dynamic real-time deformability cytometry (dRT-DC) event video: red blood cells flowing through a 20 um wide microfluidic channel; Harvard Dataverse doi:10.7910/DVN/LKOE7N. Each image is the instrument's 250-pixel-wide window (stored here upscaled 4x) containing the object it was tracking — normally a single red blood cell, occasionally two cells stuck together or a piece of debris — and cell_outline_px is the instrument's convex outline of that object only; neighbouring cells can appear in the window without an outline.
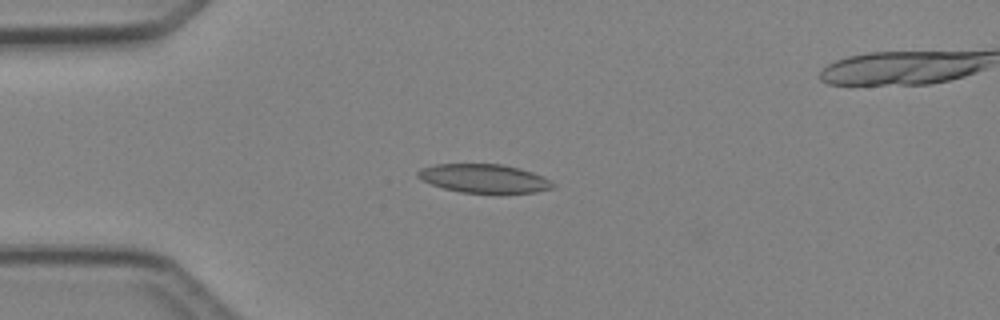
{"species": "Egyptian fruit bat (a non-hibernating species)", "species_latin": "Rousettus aegyptiacus", "temperature_condition": "cold", "stored_images_in_passage": 4, "camera_frame_rate_fps": 3000, "um_per_image_px": 0.085, "animal": {"sex": "female"}, "frame": {"image": 1, "passage_image": 3, "time_ms": 2.333, "image_size_px": [1000, 320], "cell_outline_px": [[556, 184], [552, 188], [536, 192], [460, 192], [444, 188], [420, 180], [416, 176], [416, 172], [420, 168], [436, 164], [500, 164], [520, 168], [544, 176]], "centroid_in_image_um": [41.12, 15.15], "position_along_channel_um": 43.9, "area_um2": 22.43}}